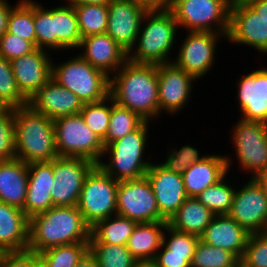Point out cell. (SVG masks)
<instances>
[{
	"label": "cell",
	"mask_w": 267,
	"mask_h": 267,
	"mask_svg": "<svg viewBox=\"0 0 267 267\" xmlns=\"http://www.w3.org/2000/svg\"><path fill=\"white\" fill-rule=\"evenodd\" d=\"M232 0H174L168 8L179 29L224 34L229 31Z\"/></svg>",
	"instance_id": "7"
},
{
	"label": "cell",
	"mask_w": 267,
	"mask_h": 267,
	"mask_svg": "<svg viewBox=\"0 0 267 267\" xmlns=\"http://www.w3.org/2000/svg\"><path fill=\"white\" fill-rule=\"evenodd\" d=\"M185 38L182 39L181 44H177L174 52L176 57L173 58V63L191 74L198 81L205 78L215 66L217 55V46L220 41L225 40L224 34L215 32H198L187 31ZM224 39V40H223Z\"/></svg>",
	"instance_id": "11"
},
{
	"label": "cell",
	"mask_w": 267,
	"mask_h": 267,
	"mask_svg": "<svg viewBox=\"0 0 267 267\" xmlns=\"http://www.w3.org/2000/svg\"><path fill=\"white\" fill-rule=\"evenodd\" d=\"M137 223L135 220L115 214L91 227V236L98 243L126 245Z\"/></svg>",
	"instance_id": "31"
},
{
	"label": "cell",
	"mask_w": 267,
	"mask_h": 267,
	"mask_svg": "<svg viewBox=\"0 0 267 267\" xmlns=\"http://www.w3.org/2000/svg\"><path fill=\"white\" fill-rule=\"evenodd\" d=\"M199 240V236L177 231L168 224L163 236V243L169 248V254L194 255Z\"/></svg>",
	"instance_id": "45"
},
{
	"label": "cell",
	"mask_w": 267,
	"mask_h": 267,
	"mask_svg": "<svg viewBox=\"0 0 267 267\" xmlns=\"http://www.w3.org/2000/svg\"><path fill=\"white\" fill-rule=\"evenodd\" d=\"M75 267H99L96 258L88 251Z\"/></svg>",
	"instance_id": "51"
},
{
	"label": "cell",
	"mask_w": 267,
	"mask_h": 267,
	"mask_svg": "<svg viewBox=\"0 0 267 267\" xmlns=\"http://www.w3.org/2000/svg\"><path fill=\"white\" fill-rule=\"evenodd\" d=\"M236 80L237 110L241 119L267 124V66L251 69Z\"/></svg>",
	"instance_id": "18"
},
{
	"label": "cell",
	"mask_w": 267,
	"mask_h": 267,
	"mask_svg": "<svg viewBox=\"0 0 267 267\" xmlns=\"http://www.w3.org/2000/svg\"><path fill=\"white\" fill-rule=\"evenodd\" d=\"M29 217L18 207L0 201V253L28 250Z\"/></svg>",
	"instance_id": "26"
},
{
	"label": "cell",
	"mask_w": 267,
	"mask_h": 267,
	"mask_svg": "<svg viewBox=\"0 0 267 267\" xmlns=\"http://www.w3.org/2000/svg\"><path fill=\"white\" fill-rule=\"evenodd\" d=\"M28 164L18 158L0 161V201L24 210Z\"/></svg>",
	"instance_id": "27"
},
{
	"label": "cell",
	"mask_w": 267,
	"mask_h": 267,
	"mask_svg": "<svg viewBox=\"0 0 267 267\" xmlns=\"http://www.w3.org/2000/svg\"><path fill=\"white\" fill-rule=\"evenodd\" d=\"M16 158L14 108L0 109V161Z\"/></svg>",
	"instance_id": "44"
},
{
	"label": "cell",
	"mask_w": 267,
	"mask_h": 267,
	"mask_svg": "<svg viewBox=\"0 0 267 267\" xmlns=\"http://www.w3.org/2000/svg\"><path fill=\"white\" fill-rule=\"evenodd\" d=\"M89 251V242L60 245L39 253L42 267H75Z\"/></svg>",
	"instance_id": "36"
},
{
	"label": "cell",
	"mask_w": 267,
	"mask_h": 267,
	"mask_svg": "<svg viewBox=\"0 0 267 267\" xmlns=\"http://www.w3.org/2000/svg\"><path fill=\"white\" fill-rule=\"evenodd\" d=\"M118 183L98 165L88 173L77 207L90 227L116 214Z\"/></svg>",
	"instance_id": "10"
},
{
	"label": "cell",
	"mask_w": 267,
	"mask_h": 267,
	"mask_svg": "<svg viewBox=\"0 0 267 267\" xmlns=\"http://www.w3.org/2000/svg\"><path fill=\"white\" fill-rule=\"evenodd\" d=\"M91 227L76 206H53L29 218L28 251H42L78 242H89Z\"/></svg>",
	"instance_id": "2"
},
{
	"label": "cell",
	"mask_w": 267,
	"mask_h": 267,
	"mask_svg": "<svg viewBox=\"0 0 267 267\" xmlns=\"http://www.w3.org/2000/svg\"><path fill=\"white\" fill-rule=\"evenodd\" d=\"M95 166L83 157L54 158V184L51 190L53 206H76L85 178Z\"/></svg>",
	"instance_id": "14"
},
{
	"label": "cell",
	"mask_w": 267,
	"mask_h": 267,
	"mask_svg": "<svg viewBox=\"0 0 267 267\" xmlns=\"http://www.w3.org/2000/svg\"><path fill=\"white\" fill-rule=\"evenodd\" d=\"M53 123L59 157H83L96 165L100 162L103 141L88 128L80 113L59 117Z\"/></svg>",
	"instance_id": "9"
},
{
	"label": "cell",
	"mask_w": 267,
	"mask_h": 267,
	"mask_svg": "<svg viewBox=\"0 0 267 267\" xmlns=\"http://www.w3.org/2000/svg\"><path fill=\"white\" fill-rule=\"evenodd\" d=\"M116 214L138 223L166 221L160 215L155 194L146 176L119 181Z\"/></svg>",
	"instance_id": "13"
},
{
	"label": "cell",
	"mask_w": 267,
	"mask_h": 267,
	"mask_svg": "<svg viewBox=\"0 0 267 267\" xmlns=\"http://www.w3.org/2000/svg\"><path fill=\"white\" fill-rule=\"evenodd\" d=\"M155 194L160 215L166 220L178 211L188 198L182 175L173 173L158 161L152 162L145 174Z\"/></svg>",
	"instance_id": "19"
},
{
	"label": "cell",
	"mask_w": 267,
	"mask_h": 267,
	"mask_svg": "<svg viewBox=\"0 0 267 267\" xmlns=\"http://www.w3.org/2000/svg\"><path fill=\"white\" fill-rule=\"evenodd\" d=\"M240 265L242 267H267V232L250 234Z\"/></svg>",
	"instance_id": "43"
},
{
	"label": "cell",
	"mask_w": 267,
	"mask_h": 267,
	"mask_svg": "<svg viewBox=\"0 0 267 267\" xmlns=\"http://www.w3.org/2000/svg\"><path fill=\"white\" fill-rule=\"evenodd\" d=\"M80 114L88 128L103 141L109 129L111 96L99 102L84 104Z\"/></svg>",
	"instance_id": "41"
},
{
	"label": "cell",
	"mask_w": 267,
	"mask_h": 267,
	"mask_svg": "<svg viewBox=\"0 0 267 267\" xmlns=\"http://www.w3.org/2000/svg\"><path fill=\"white\" fill-rule=\"evenodd\" d=\"M233 122L231 147L236 153L238 170L244 171L250 178L267 172V124L259 121H247L238 117Z\"/></svg>",
	"instance_id": "8"
},
{
	"label": "cell",
	"mask_w": 267,
	"mask_h": 267,
	"mask_svg": "<svg viewBox=\"0 0 267 267\" xmlns=\"http://www.w3.org/2000/svg\"><path fill=\"white\" fill-rule=\"evenodd\" d=\"M240 260L231 252L199 240L191 267H239Z\"/></svg>",
	"instance_id": "40"
},
{
	"label": "cell",
	"mask_w": 267,
	"mask_h": 267,
	"mask_svg": "<svg viewBox=\"0 0 267 267\" xmlns=\"http://www.w3.org/2000/svg\"><path fill=\"white\" fill-rule=\"evenodd\" d=\"M146 2L150 7H153V0H142Z\"/></svg>",
	"instance_id": "56"
},
{
	"label": "cell",
	"mask_w": 267,
	"mask_h": 267,
	"mask_svg": "<svg viewBox=\"0 0 267 267\" xmlns=\"http://www.w3.org/2000/svg\"><path fill=\"white\" fill-rule=\"evenodd\" d=\"M174 0H153V7H168Z\"/></svg>",
	"instance_id": "54"
},
{
	"label": "cell",
	"mask_w": 267,
	"mask_h": 267,
	"mask_svg": "<svg viewBox=\"0 0 267 267\" xmlns=\"http://www.w3.org/2000/svg\"><path fill=\"white\" fill-rule=\"evenodd\" d=\"M35 49L36 46L31 41L9 32L0 38V56L10 61L29 54Z\"/></svg>",
	"instance_id": "46"
},
{
	"label": "cell",
	"mask_w": 267,
	"mask_h": 267,
	"mask_svg": "<svg viewBox=\"0 0 267 267\" xmlns=\"http://www.w3.org/2000/svg\"><path fill=\"white\" fill-rule=\"evenodd\" d=\"M246 179L242 186L235 183L229 215L250 234L267 232V197L254 178Z\"/></svg>",
	"instance_id": "16"
},
{
	"label": "cell",
	"mask_w": 267,
	"mask_h": 267,
	"mask_svg": "<svg viewBox=\"0 0 267 267\" xmlns=\"http://www.w3.org/2000/svg\"><path fill=\"white\" fill-rule=\"evenodd\" d=\"M168 221L137 223L126 247L138 262H153L163 244Z\"/></svg>",
	"instance_id": "28"
},
{
	"label": "cell",
	"mask_w": 267,
	"mask_h": 267,
	"mask_svg": "<svg viewBox=\"0 0 267 267\" xmlns=\"http://www.w3.org/2000/svg\"><path fill=\"white\" fill-rule=\"evenodd\" d=\"M53 182V160L28 164V187L23 211L29 218L53 207Z\"/></svg>",
	"instance_id": "25"
},
{
	"label": "cell",
	"mask_w": 267,
	"mask_h": 267,
	"mask_svg": "<svg viewBox=\"0 0 267 267\" xmlns=\"http://www.w3.org/2000/svg\"><path fill=\"white\" fill-rule=\"evenodd\" d=\"M159 118L163 113L178 115L189 105L198 81L173 62L157 65ZM194 82V83H193ZM194 86V87H193ZM188 104V105H187Z\"/></svg>",
	"instance_id": "12"
},
{
	"label": "cell",
	"mask_w": 267,
	"mask_h": 267,
	"mask_svg": "<svg viewBox=\"0 0 267 267\" xmlns=\"http://www.w3.org/2000/svg\"><path fill=\"white\" fill-rule=\"evenodd\" d=\"M254 179L259 183V185L263 189L265 196L267 197V172L258 174L254 177Z\"/></svg>",
	"instance_id": "53"
},
{
	"label": "cell",
	"mask_w": 267,
	"mask_h": 267,
	"mask_svg": "<svg viewBox=\"0 0 267 267\" xmlns=\"http://www.w3.org/2000/svg\"><path fill=\"white\" fill-rule=\"evenodd\" d=\"M7 32L31 41L36 46L34 0H21L11 10Z\"/></svg>",
	"instance_id": "37"
},
{
	"label": "cell",
	"mask_w": 267,
	"mask_h": 267,
	"mask_svg": "<svg viewBox=\"0 0 267 267\" xmlns=\"http://www.w3.org/2000/svg\"><path fill=\"white\" fill-rule=\"evenodd\" d=\"M145 121L135 112L116 104L111 97V114L109 129L105 139L104 146L123 138L127 134L137 130Z\"/></svg>",
	"instance_id": "34"
},
{
	"label": "cell",
	"mask_w": 267,
	"mask_h": 267,
	"mask_svg": "<svg viewBox=\"0 0 267 267\" xmlns=\"http://www.w3.org/2000/svg\"><path fill=\"white\" fill-rule=\"evenodd\" d=\"M135 267H157L153 262H138Z\"/></svg>",
	"instance_id": "55"
},
{
	"label": "cell",
	"mask_w": 267,
	"mask_h": 267,
	"mask_svg": "<svg viewBox=\"0 0 267 267\" xmlns=\"http://www.w3.org/2000/svg\"><path fill=\"white\" fill-rule=\"evenodd\" d=\"M228 175L229 172L217 183L207 187L196 196V198L215 215L229 214L232 207L236 186H234L235 184H233L232 180L230 182V176Z\"/></svg>",
	"instance_id": "32"
},
{
	"label": "cell",
	"mask_w": 267,
	"mask_h": 267,
	"mask_svg": "<svg viewBox=\"0 0 267 267\" xmlns=\"http://www.w3.org/2000/svg\"><path fill=\"white\" fill-rule=\"evenodd\" d=\"M150 6L142 0H112L106 33L128 53L135 46L143 16Z\"/></svg>",
	"instance_id": "17"
},
{
	"label": "cell",
	"mask_w": 267,
	"mask_h": 267,
	"mask_svg": "<svg viewBox=\"0 0 267 267\" xmlns=\"http://www.w3.org/2000/svg\"><path fill=\"white\" fill-rule=\"evenodd\" d=\"M250 233L240 226L229 214L215 215L205 228L200 240L227 250L241 260Z\"/></svg>",
	"instance_id": "24"
},
{
	"label": "cell",
	"mask_w": 267,
	"mask_h": 267,
	"mask_svg": "<svg viewBox=\"0 0 267 267\" xmlns=\"http://www.w3.org/2000/svg\"><path fill=\"white\" fill-rule=\"evenodd\" d=\"M89 251L99 267H135L138 263L126 245L98 243L92 236L89 239Z\"/></svg>",
	"instance_id": "35"
},
{
	"label": "cell",
	"mask_w": 267,
	"mask_h": 267,
	"mask_svg": "<svg viewBox=\"0 0 267 267\" xmlns=\"http://www.w3.org/2000/svg\"><path fill=\"white\" fill-rule=\"evenodd\" d=\"M52 55L47 50L36 48L29 54L11 60L18 88L28 100L51 79Z\"/></svg>",
	"instance_id": "20"
},
{
	"label": "cell",
	"mask_w": 267,
	"mask_h": 267,
	"mask_svg": "<svg viewBox=\"0 0 267 267\" xmlns=\"http://www.w3.org/2000/svg\"><path fill=\"white\" fill-rule=\"evenodd\" d=\"M28 105L55 120L59 117L79 114L84 104L70 90L51 78L31 97Z\"/></svg>",
	"instance_id": "23"
},
{
	"label": "cell",
	"mask_w": 267,
	"mask_h": 267,
	"mask_svg": "<svg viewBox=\"0 0 267 267\" xmlns=\"http://www.w3.org/2000/svg\"><path fill=\"white\" fill-rule=\"evenodd\" d=\"M245 2L267 21V0H246Z\"/></svg>",
	"instance_id": "50"
},
{
	"label": "cell",
	"mask_w": 267,
	"mask_h": 267,
	"mask_svg": "<svg viewBox=\"0 0 267 267\" xmlns=\"http://www.w3.org/2000/svg\"><path fill=\"white\" fill-rule=\"evenodd\" d=\"M28 103L18 88L11 61L0 56V107L16 109Z\"/></svg>",
	"instance_id": "39"
},
{
	"label": "cell",
	"mask_w": 267,
	"mask_h": 267,
	"mask_svg": "<svg viewBox=\"0 0 267 267\" xmlns=\"http://www.w3.org/2000/svg\"><path fill=\"white\" fill-rule=\"evenodd\" d=\"M234 160L228 153L227 155L208 153L203 159L189 166L182 174L188 197H196L228 172L230 173Z\"/></svg>",
	"instance_id": "22"
},
{
	"label": "cell",
	"mask_w": 267,
	"mask_h": 267,
	"mask_svg": "<svg viewBox=\"0 0 267 267\" xmlns=\"http://www.w3.org/2000/svg\"><path fill=\"white\" fill-rule=\"evenodd\" d=\"M109 95L144 121L159 118L157 65L127 61L110 77Z\"/></svg>",
	"instance_id": "1"
},
{
	"label": "cell",
	"mask_w": 267,
	"mask_h": 267,
	"mask_svg": "<svg viewBox=\"0 0 267 267\" xmlns=\"http://www.w3.org/2000/svg\"><path fill=\"white\" fill-rule=\"evenodd\" d=\"M168 149L167 155L159 163L165 167L167 170L182 175L184 171L191 165L203 159L208 153L204 154L203 152L198 151L197 147L193 145H183L182 147L176 148L172 146L171 149Z\"/></svg>",
	"instance_id": "42"
},
{
	"label": "cell",
	"mask_w": 267,
	"mask_h": 267,
	"mask_svg": "<svg viewBox=\"0 0 267 267\" xmlns=\"http://www.w3.org/2000/svg\"><path fill=\"white\" fill-rule=\"evenodd\" d=\"M0 267H42L40 256L30 251L0 253Z\"/></svg>",
	"instance_id": "47"
},
{
	"label": "cell",
	"mask_w": 267,
	"mask_h": 267,
	"mask_svg": "<svg viewBox=\"0 0 267 267\" xmlns=\"http://www.w3.org/2000/svg\"><path fill=\"white\" fill-rule=\"evenodd\" d=\"M81 37L106 33L108 5H75Z\"/></svg>",
	"instance_id": "38"
},
{
	"label": "cell",
	"mask_w": 267,
	"mask_h": 267,
	"mask_svg": "<svg viewBox=\"0 0 267 267\" xmlns=\"http://www.w3.org/2000/svg\"><path fill=\"white\" fill-rule=\"evenodd\" d=\"M226 41L233 46L251 47L262 56L267 55V21L245 1H232L229 31ZM239 45V46H238Z\"/></svg>",
	"instance_id": "15"
},
{
	"label": "cell",
	"mask_w": 267,
	"mask_h": 267,
	"mask_svg": "<svg viewBox=\"0 0 267 267\" xmlns=\"http://www.w3.org/2000/svg\"><path fill=\"white\" fill-rule=\"evenodd\" d=\"M55 6V34H57V50L77 52L82 43L74 6L62 1ZM65 49V50H64Z\"/></svg>",
	"instance_id": "30"
},
{
	"label": "cell",
	"mask_w": 267,
	"mask_h": 267,
	"mask_svg": "<svg viewBox=\"0 0 267 267\" xmlns=\"http://www.w3.org/2000/svg\"><path fill=\"white\" fill-rule=\"evenodd\" d=\"M16 158L26 164L58 157L53 120L30 105L14 109Z\"/></svg>",
	"instance_id": "4"
},
{
	"label": "cell",
	"mask_w": 267,
	"mask_h": 267,
	"mask_svg": "<svg viewBox=\"0 0 267 267\" xmlns=\"http://www.w3.org/2000/svg\"><path fill=\"white\" fill-rule=\"evenodd\" d=\"M192 258L193 255L169 254V248L163 243L153 263L157 267H191Z\"/></svg>",
	"instance_id": "48"
},
{
	"label": "cell",
	"mask_w": 267,
	"mask_h": 267,
	"mask_svg": "<svg viewBox=\"0 0 267 267\" xmlns=\"http://www.w3.org/2000/svg\"><path fill=\"white\" fill-rule=\"evenodd\" d=\"M214 216L196 197H188L169 219L168 225L177 231L200 237Z\"/></svg>",
	"instance_id": "29"
},
{
	"label": "cell",
	"mask_w": 267,
	"mask_h": 267,
	"mask_svg": "<svg viewBox=\"0 0 267 267\" xmlns=\"http://www.w3.org/2000/svg\"><path fill=\"white\" fill-rule=\"evenodd\" d=\"M48 7L43 6L38 0H34L36 48L55 53L58 52L57 34H55V6L50 7L49 5Z\"/></svg>",
	"instance_id": "33"
},
{
	"label": "cell",
	"mask_w": 267,
	"mask_h": 267,
	"mask_svg": "<svg viewBox=\"0 0 267 267\" xmlns=\"http://www.w3.org/2000/svg\"><path fill=\"white\" fill-rule=\"evenodd\" d=\"M68 4L75 5H108L112 0H65Z\"/></svg>",
	"instance_id": "52"
},
{
	"label": "cell",
	"mask_w": 267,
	"mask_h": 267,
	"mask_svg": "<svg viewBox=\"0 0 267 267\" xmlns=\"http://www.w3.org/2000/svg\"><path fill=\"white\" fill-rule=\"evenodd\" d=\"M67 59V60H65ZM55 64L52 60V79L75 94L83 104L104 100L109 96L110 77L91 66L79 54Z\"/></svg>",
	"instance_id": "6"
},
{
	"label": "cell",
	"mask_w": 267,
	"mask_h": 267,
	"mask_svg": "<svg viewBox=\"0 0 267 267\" xmlns=\"http://www.w3.org/2000/svg\"><path fill=\"white\" fill-rule=\"evenodd\" d=\"M78 54L91 66L111 77L127 61L128 52L107 33L82 38Z\"/></svg>",
	"instance_id": "21"
},
{
	"label": "cell",
	"mask_w": 267,
	"mask_h": 267,
	"mask_svg": "<svg viewBox=\"0 0 267 267\" xmlns=\"http://www.w3.org/2000/svg\"><path fill=\"white\" fill-rule=\"evenodd\" d=\"M179 32V25L168 7H150L142 18L137 41L128 53V60L154 65L172 62L174 57L171 56L175 53L171 51L177 47L175 43L181 41Z\"/></svg>",
	"instance_id": "3"
},
{
	"label": "cell",
	"mask_w": 267,
	"mask_h": 267,
	"mask_svg": "<svg viewBox=\"0 0 267 267\" xmlns=\"http://www.w3.org/2000/svg\"><path fill=\"white\" fill-rule=\"evenodd\" d=\"M17 1L14 5H11L12 3H10L9 0H0V38L7 32L8 18L11 10L21 0Z\"/></svg>",
	"instance_id": "49"
},
{
	"label": "cell",
	"mask_w": 267,
	"mask_h": 267,
	"mask_svg": "<svg viewBox=\"0 0 267 267\" xmlns=\"http://www.w3.org/2000/svg\"><path fill=\"white\" fill-rule=\"evenodd\" d=\"M150 123L145 121L137 130L105 146L97 165L118 181L144 177L153 162L147 149L152 143Z\"/></svg>",
	"instance_id": "5"
}]
</instances>
